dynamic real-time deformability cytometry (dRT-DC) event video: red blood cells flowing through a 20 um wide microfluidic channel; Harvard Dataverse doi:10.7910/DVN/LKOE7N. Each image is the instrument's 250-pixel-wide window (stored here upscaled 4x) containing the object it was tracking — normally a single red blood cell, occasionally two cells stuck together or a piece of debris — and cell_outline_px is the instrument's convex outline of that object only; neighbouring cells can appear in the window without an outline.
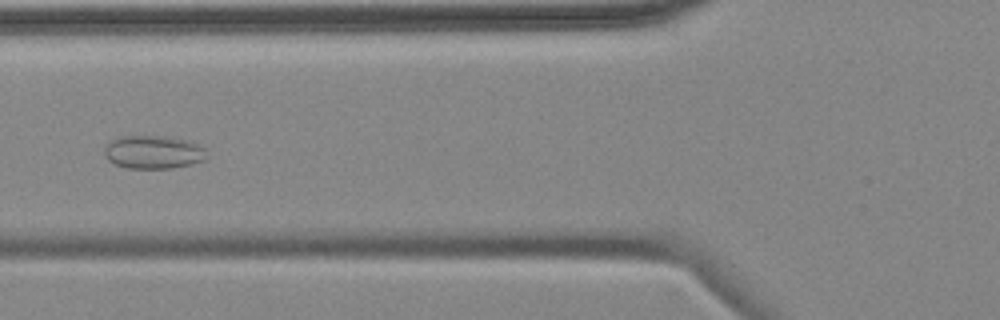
{"species": "common noctule bat (a hibernating species)", "species_latin": "Nyctalus noctula", "temperature_condition": "cold", "stored_images_in_passage": 10, "camera_frame_rate_fps": 3000, "um_per_image_px": 0.085, "animal": {"sex": "female", "body_mass_g": 18.4}, "frame": {"image": 1, "passage_image": 6, "time_ms": 6.667, "image_size_px": [1000, 320], "cell_outline_px": [[208, 156], [204, 160], [192, 164], [172, 168], [128, 168], [116, 164], [108, 160], [104, 156], [104, 148], [108, 140], [120, 136], [164, 136], [188, 140], [204, 148]], "centroid_in_image_um": [13.01, 12.92], "position_along_channel_um": 112.8, "area_um2": 20.0}}
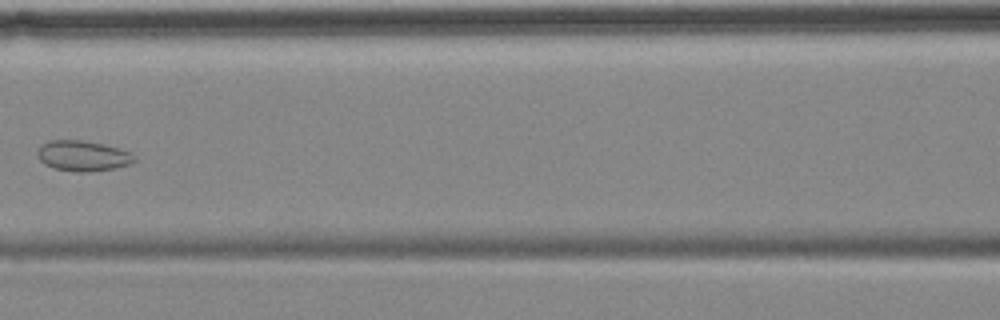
{"frame": {"image": 2, "passage_image": 7, "time_ms": 8.0, "image_size_px": [1000, 320], "cell_outline_px": [[136, 160], [128, 164], [116, 168], [88, 172], [76, 172], [52, 168], [44, 164], [40, 160], [36, 152], [40, 144], [48, 140], [80, 140], [104, 144], [128, 152], [136, 156]], "centroid_in_image_um": [6.99, 13.25], "position_along_channel_um": 159.6, "area_um2": 17.28}}
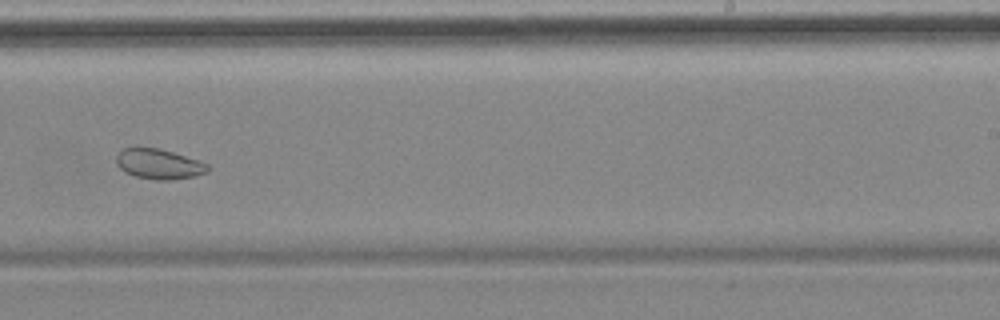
{"frame": {"image": 3, "passage_image": 10, "time_ms": 11.333, "image_size_px": [1000, 320], "cell_outline_px": [[208, 168], [204, 172], [196, 176], [168, 180], [156, 180], [136, 176], [124, 172], [116, 164], [116, 156], [124, 148], [160, 148], [208, 164]], "centroid_in_image_um": [13.46, 13.95], "position_along_channel_um": 275.5, "area_um2": 15.72}}